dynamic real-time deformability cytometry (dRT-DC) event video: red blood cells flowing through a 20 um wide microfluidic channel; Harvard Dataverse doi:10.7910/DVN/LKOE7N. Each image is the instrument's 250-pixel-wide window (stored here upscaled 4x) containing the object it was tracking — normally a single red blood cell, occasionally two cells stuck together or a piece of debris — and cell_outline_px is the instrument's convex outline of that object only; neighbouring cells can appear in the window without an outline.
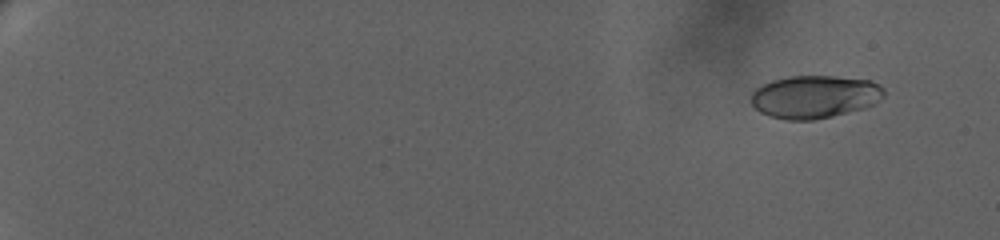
{"species": "human", "species_latin": "Homo sapiens", "temperature_condition": "warm", "stored_images_in_passage": 72, "camera_frame_rate_fps": 3000, "um_per_image_px": 0.085, "donor": {"sex": "female"}, "frame": {"image": 1, "passage_image": 8, "time_ms": 2.0, "image_size_px": [1000, 240], "cell_outline_px": [[884, 96], [880, 100], [864, 108], [816, 120], [784, 120], [768, 116], [760, 112], [752, 104], [752, 92], [756, 88], [772, 80], [788, 76], [836, 76], [868, 80], [880, 84], [884, 88]], "centroid_in_image_um": [69.25, 8.23], "position_along_channel_um": 15.8, "area_um2": 33.29}}
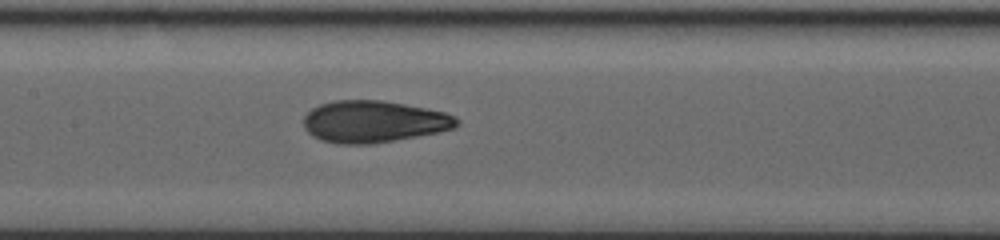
{"frame": {"image": 2, "passage_image": 40, "time_ms": 13.0, "image_size_px": [1000, 240], "cell_outline_px": [[460, 124], [456, 128], [396, 140], [372, 144], [336, 144], [320, 140], [312, 136], [304, 128], [304, 116], [312, 108], [320, 104], [336, 100], [380, 100], [404, 104], [444, 112], [456, 116], [460, 120]], "centroid_in_image_um": [31.76, 10.34], "position_along_channel_um": 175.6, "area_um2": 37.45}}
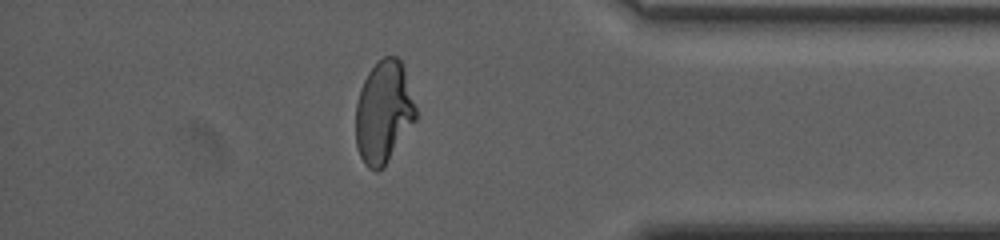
{"frame": {"image": 3, "passage_image": 65, "time_ms": 20.333, "image_size_px": [1000, 240], "cell_outline_px": [[416, 120], [384, 168], [376, 172], [368, 168], [364, 164], [360, 156], [356, 144], [356, 104], [360, 88], [368, 72], [384, 56], [396, 56], [400, 60], [404, 68], [416, 108]], "centroid_in_image_um": [32.6, 9.57], "position_along_channel_um": 402.6, "area_um2": 35.89}, "authors_computed_cell_mechanics": {"area_um2": 35.6915, "velocity_mm_per_s": 3.3095, "shape_relaxation_time_tau1_ms": 7.2315, "shape_relaxation_time_tau2_ms": 0.92, "deformation_change_tau1": 0.2268, "deformation_change_tau2": 0.0653}}